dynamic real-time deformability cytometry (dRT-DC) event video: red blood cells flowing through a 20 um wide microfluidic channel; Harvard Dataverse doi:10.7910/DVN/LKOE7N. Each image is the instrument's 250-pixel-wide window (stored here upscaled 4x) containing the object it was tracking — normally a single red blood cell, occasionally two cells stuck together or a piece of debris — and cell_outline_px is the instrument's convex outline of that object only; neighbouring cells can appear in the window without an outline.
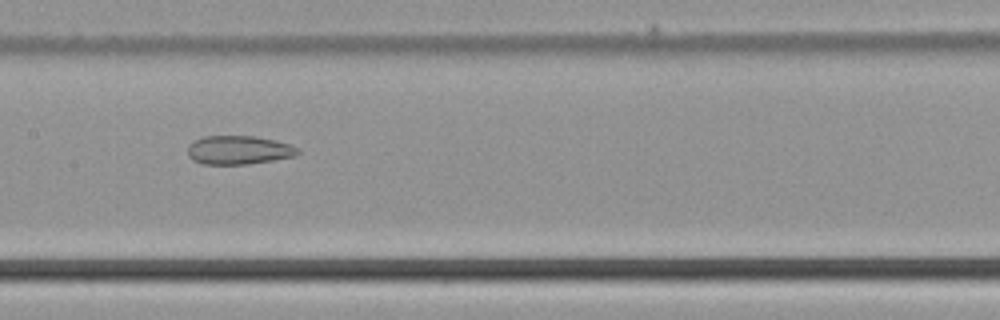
{"species": "common noctule bat (a hibernating species)", "species_latin": "Nyctalus noctula", "temperature_condition": "cold", "stored_images_in_passage": 47, "camera_frame_rate_fps": 3000, "um_per_image_px": 0.085, "animal": {"sex": "male", "body_mass_g": 21.5, "forearm_length_mm": 52.0}, "frame": {"image": 1, "passage_image": 22, "time_ms": 7.0, "image_size_px": [1000, 320], "cell_outline_px": [[300, 152], [296, 156], [248, 164], [204, 164], [192, 160], [188, 156], [188, 144], [204, 136], [252, 136], [276, 140], [300, 148]], "centroid_in_image_um": [20.29, 12.75], "position_along_channel_um": 187.1, "area_um2": 18.44}}
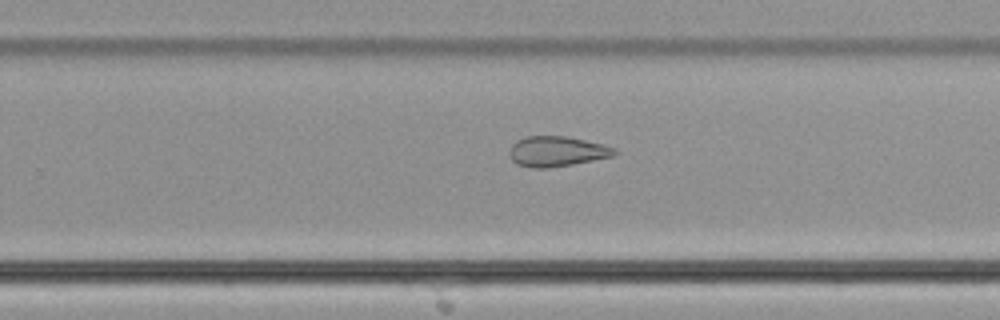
{"frame": {"image": 2, "passage_image": 29, "time_ms": 9.333, "image_size_px": [1000, 320], "cell_outline_px": [[620, 152], [612, 156], [572, 164], [548, 168], [532, 168], [516, 164], [512, 160], [508, 152], [512, 144], [516, 140], [528, 136], [564, 136], [604, 144], [616, 148]], "centroid_in_image_um": [47.32, 12.87], "position_along_channel_um": 282.5, "area_um2": 18.55}}
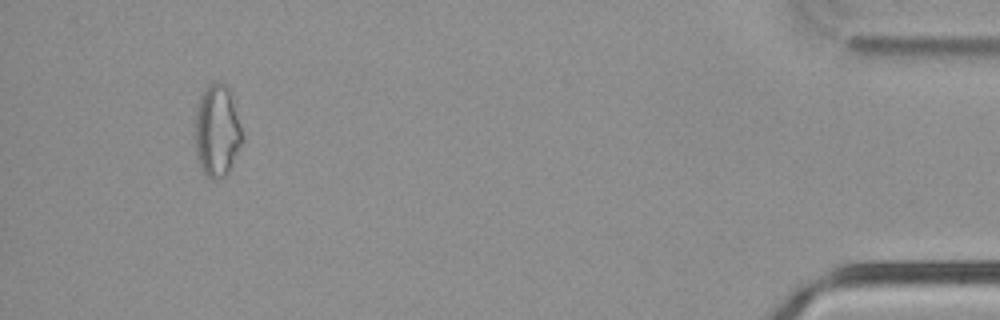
{"frame": {"image": 3, "passage_image": 44, "time_ms": 14.333, "image_size_px": [1000, 320], "cell_outline_px": [[244, 140], [228, 172], [224, 176], [208, 176], [204, 172], [200, 164], [196, 152], [196, 112], [200, 96], [204, 88], [212, 80], [224, 84], [228, 88], [244, 136]], "centroid_in_image_um": [18.47, 11.07], "position_along_channel_um": 416.7, "area_um2": 24.8}}